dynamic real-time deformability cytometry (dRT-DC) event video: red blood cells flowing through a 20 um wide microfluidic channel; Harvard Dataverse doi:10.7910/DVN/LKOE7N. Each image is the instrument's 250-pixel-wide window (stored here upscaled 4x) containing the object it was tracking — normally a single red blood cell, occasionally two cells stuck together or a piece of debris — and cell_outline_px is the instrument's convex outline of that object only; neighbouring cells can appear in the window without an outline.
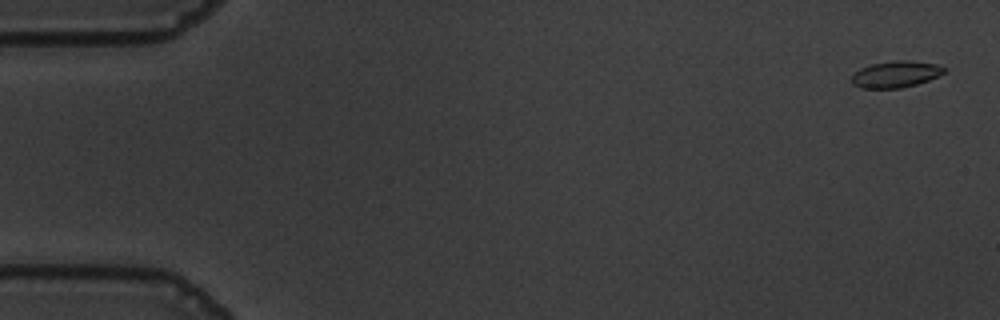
{"species": "common noctule bat (a hibernating species)", "species_latin": "Nyctalus noctula", "temperature_condition": "warm", "stored_images_in_passage": 56, "camera_frame_rate_fps": 3000, "um_per_image_px": 0.085, "animal": {"sex": "male", "body_mass_g": 19.5, "forearm_length_mm": 54.6}, "frame": {"image": 1, "passage_image": 2, "time_ms": 0.333, "image_size_px": [1000, 320], "cell_outline_px": [[948, 68], [944, 72], [928, 80], [916, 84], [900, 88], [860, 88], [852, 84], [852, 76], [860, 68], [872, 64], [892, 60], [908, 60], [936, 64]], "centroid_in_image_um": [76.13, 6.3], "position_along_channel_um": 8.9, "area_um2": 14.22}}
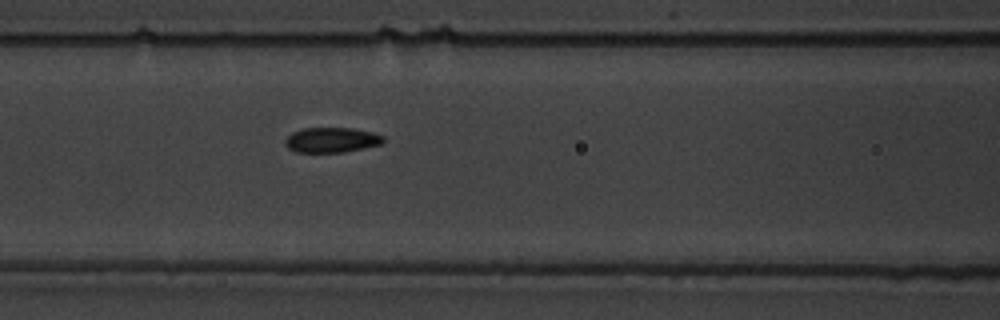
{"frame": {"image": 2, "passage_image": 24, "time_ms": 7.667, "image_size_px": [1000, 320], "cell_outline_px": [[384, 144], [344, 152], [296, 152], [288, 148], [284, 144], [284, 140], [292, 132], [304, 128], [352, 128], [372, 132], [384, 136]], "centroid_in_image_um": [28.2, 11.9], "position_along_channel_um": 138.4, "area_um2": 14.45}}
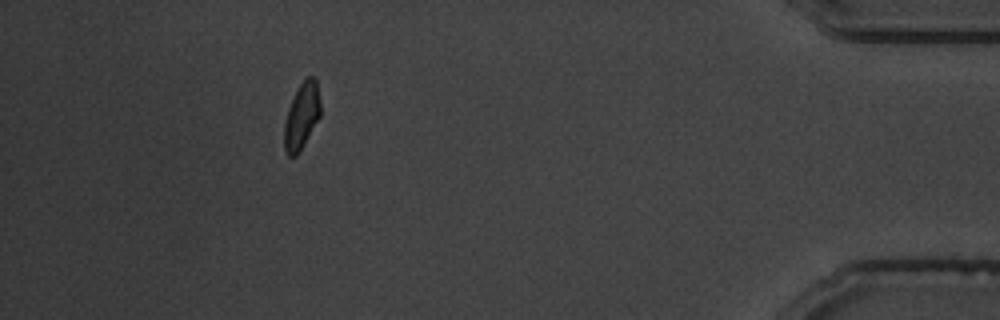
{"frame": {"image": 3, "passage_image": 51, "time_ms": 16.667, "image_size_px": [1000, 320], "cell_outline_px": [[320, 116], [300, 152], [296, 156], [288, 156], [284, 148], [284, 124], [288, 108], [300, 84], [308, 76], [312, 76], [316, 80], [320, 100]], "centroid_in_image_um": [25.64, 9.89], "position_along_channel_um": 409.6, "area_um2": 13.87}, "authors_computed_cell_mechanics": {"area_um2": 14.3922, "velocity_mm_per_s": 3.6272, "shape_relaxation_time_tau1_ms": 3.6347, "shape_relaxation_time_tau2_ms": 1.7732, "deformation_change_tau1": 0.119, "deformation_change_tau2": 0.041}}